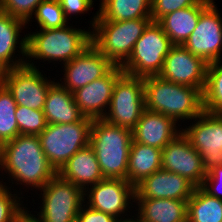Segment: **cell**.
<instances>
[{
	"instance_id": "cell-1",
	"label": "cell",
	"mask_w": 222,
	"mask_h": 222,
	"mask_svg": "<svg viewBox=\"0 0 222 222\" xmlns=\"http://www.w3.org/2000/svg\"><path fill=\"white\" fill-rule=\"evenodd\" d=\"M0 171L7 173L8 181L11 179L16 185L23 184L36 191L57 174L43 152L39 136L23 134L3 144Z\"/></svg>"
},
{
	"instance_id": "cell-2",
	"label": "cell",
	"mask_w": 222,
	"mask_h": 222,
	"mask_svg": "<svg viewBox=\"0 0 222 222\" xmlns=\"http://www.w3.org/2000/svg\"><path fill=\"white\" fill-rule=\"evenodd\" d=\"M145 108L172 118L176 123L192 120L203 111V94L198 88L176 84L160 76L143 78Z\"/></svg>"
},
{
	"instance_id": "cell-3",
	"label": "cell",
	"mask_w": 222,
	"mask_h": 222,
	"mask_svg": "<svg viewBox=\"0 0 222 222\" xmlns=\"http://www.w3.org/2000/svg\"><path fill=\"white\" fill-rule=\"evenodd\" d=\"M74 26H64L55 29H39L36 32H29L27 35V58L26 65L37 68L34 60L50 62L59 61L61 65L70 62L80 55L91 42L90 27L77 29ZM32 58H34L32 60ZM31 59V60H29ZM33 61V62H32Z\"/></svg>"
},
{
	"instance_id": "cell-4",
	"label": "cell",
	"mask_w": 222,
	"mask_h": 222,
	"mask_svg": "<svg viewBox=\"0 0 222 222\" xmlns=\"http://www.w3.org/2000/svg\"><path fill=\"white\" fill-rule=\"evenodd\" d=\"M132 130L93 119L89 145L93 148L104 178L127 180Z\"/></svg>"
},
{
	"instance_id": "cell-5",
	"label": "cell",
	"mask_w": 222,
	"mask_h": 222,
	"mask_svg": "<svg viewBox=\"0 0 222 222\" xmlns=\"http://www.w3.org/2000/svg\"><path fill=\"white\" fill-rule=\"evenodd\" d=\"M97 15L95 13L90 21L91 42L114 65L121 66L152 20L151 18L126 21L96 20Z\"/></svg>"
},
{
	"instance_id": "cell-6",
	"label": "cell",
	"mask_w": 222,
	"mask_h": 222,
	"mask_svg": "<svg viewBox=\"0 0 222 222\" xmlns=\"http://www.w3.org/2000/svg\"><path fill=\"white\" fill-rule=\"evenodd\" d=\"M173 44L162 26L151 21L135 43L132 53L120 66L124 73L135 77L157 76Z\"/></svg>"
},
{
	"instance_id": "cell-7",
	"label": "cell",
	"mask_w": 222,
	"mask_h": 222,
	"mask_svg": "<svg viewBox=\"0 0 222 222\" xmlns=\"http://www.w3.org/2000/svg\"><path fill=\"white\" fill-rule=\"evenodd\" d=\"M93 119L83 116L69 124H47L39 135L41 147L50 164L58 172L80 149L87 147Z\"/></svg>"
},
{
	"instance_id": "cell-8",
	"label": "cell",
	"mask_w": 222,
	"mask_h": 222,
	"mask_svg": "<svg viewBox=\"0 0 222 222\" xmlns=\"http://www.w3.org/2000/svg\"><path fill=\"white\" fill-rule=\"evenodd\" d=\"M42 206L37 215L29 213L37 222H76L84 203V191L58 173L40 189ZM43 192V193H42ZM37 216V217H36Z\"/></svg>"
},
{
	"instance_id": "cell-9",
	"label": "cell",
	"mask_w": 222,
	"mask_h": 222,
	"mask_svg": "<svg viewBox=\"0 0 222 222\" xmlns=\"http://www.w3.org/2000/svg\"><path fill=\"white\" fill-rule=\"evenodd\" d=\"M145 109L143 78L123 73L114 84L110 105L103 119L132 130Z\"/></svg>"
},
{
	"instance_id": "cell-10",
	"label": "cell",
	"mask_w": 222,
	"mask_h": 222,
	"mask_svg": "<svg viewBox=\"0 0 222 222\" xmlns=\"http://www.w3.org/2000/svg\"><path fill=\"white\" fill-rule=\"evenodd\" d=\"M193 120L181 132L201 155L204 169L222 166V113L203 111Z\"/></svg>"
},
{
	"instance_id": "cell-11",
	"label": "cell",
	"mask_w": 222,
	"mask_h": 222,
	"mask_svg": "<svg viewBox=\"0 0 222 222\" xmlns=\"http://www.w3.org/2000/svg\"><path fill=\"white\" fill-rule=\"evenodd\" d=\"M0 81L11 92L17 105L43 110L49 88L55 83L39 68L24 65L0 72Z\"/></svg>"
},
{
	"instance_id": "cell-12",
	"label": "cell",
	"mask_w": 222,
	"mask_h": 222,
	"mask_svg": "<svg viewBox=\"0 0 222 222\" xmlns=\"http://www.w3.org/2000/svg\"><path fill=\"white\" fill-rule=\"evenodd\" d=\"M134 200L135 186L124 179L105 178L84 191V203L86 205L92 209L110 214L119 221L124 220L125 216L130 218L127 212H130L128 211L131 209L130 207L135 205L132 204L135 202Z\"/></svg>"
},
{
	"instance_id": "cell-13",
	"label": "cell",
	"mask_w": 222,
	"mask_h": 222,
	"mask_svg": "<svg viewBox=\"0 0 222 222\" xmlns=\"http://www.w3.org/2000/svg\"><path fill=\"white\" fill-rule=\"evenodd\" d=\"M214 0L202 11L195 30L183 46L208 64L221 60L222 18Z\"/></svg>"
},
{
	"instance_id": "cell-14",
	"label": "cell",
	"mask_w": 222,
	"mask_h": 222,
	"mask_svg": "<svg viewBox=\"0 0 222 222\" xmlns=\"http://www.w3.org/2000/svg\"><path fill=\"white\" fill-rule=\"evenodd\" d=\"M208 63L183 45H173L158 76L170 82L200 89L206 84Z\"/></svg>"
},
{
	"instance_id": "cell-15",
	"label": "cell",
	"mask_w": 222,
	"mask_h": 222,
	"mask_svg": "<svg viewBox=\"0 0 222 222\" xmlns=\"http://www.w3.org/2000/svg\"><path fill=\"white\" fill-rule=\"evenodd\" d=\"M162 169L187 178L196 187H201L206 170L198 151L181 132L162 149Z\"/></svg>"
},
{
	"instance_id": "cell-16",
	"label": "cell",
	"mask_w": 222,
	"mask_h": 222,
	"mask_svg": "<svg viewBox=\"0 0 222 222\" xmlns=\"http://www.w3.org/2000/svg\"><path fill=\"white\" fill-rule=\"evenodd\" d=\"M115 65L93 44L80 55L61 66L63 76L59 83L71 93L106 75ZM64 77V78H63Z\"/></svg>"
},
{
	"instance_id": "cell-17",
	"label": "cell",
	"mask_w": 222,
	"mask_h": 222,
	"mask_svg": "<svg viewBox=\"0 0 222 222\" xmlns=\"http://www.w3.org/2000/svg\"><path fill=\"white\" fill-rule=\"evenodd\" d=\"M115 65L106 75L73 92L75 103L85 117L102 119L110 105L116 80L123 74Z\"/></svg>"
},
{
	"instance_id": "cell-18",
	"label": "cell",
	"mask_w": 222,
	"mask_h": 222,
	"mask_svg": "<svg viewBox=\"0 0 222 222\" xmlns=\"http://www.w3.org/2000/svg\"><path fill=\"white\" fill-rule=\"evenodd\" d=\"M195 188L187 178L160 169L135 185V199L188 200Z\"/></svg>"
},
{
	"instance_id": "cell-19",
	"label": "cell",
	"mask_w": 222,
	"mask_h": 222,
	"mask_svg": "<svg viewBox=\"0 0 222 222\" xmlns=\"http://www.w3.org/2000/svg\"><path fill=\"white\" fill-rule=\"evenodd\" d=\"M26 25L25 21L0 10V72L26 65L27 35L20 38V33H22L23 27L26 28ZM16 51L20 52L22 57L18 55V58Z\"/></svg>"
},
{
	"instance_id": "cell-20",
	"label": "cell",
	"mask_w": 222,
	"mask_h": 222,
	"mask_svg": "<svg viewBox=\"0 0 222 222\" xmlns=\"http://www.w3.org/2000/svg\"><path fill=\"white\" fill-rule=\"evenodd\" d=\"M177 124L166 115L145 109L132 129L133 141L163 149L181 133Z\"/></svg>"
},
{
	"instance_id": "cell-21",
	"label": "cell",
	"mask_w": 222,
	"mask_h": 222,
	"mask_svg": "<svg viewBox=\"0 0 222 222\" xmlns=\"http://www.w3.org/2000/svg\"><path fill=\"white\" fill-rule=\"evenodd\" d=\"M57 173L83 191L105 179L90 145L76 152Z\"/></svg>"
},
{
	"instance_id": "cell-22",
	"label": "cell",
	"mask_w": 222,
	"mask_h": 222,
	"mask_svg": "<svg viewBox=\"0 0 222 222\" xmlns=\"http://www.w3.org/2000/svg\"><path fill=\"white\" fill-rule=\"evenodd\" d=\"M212 1L202 0L197 5L171 12L158 21L173 45L185 43L195 30L200 14Z\"/></svg>"
},
{
	"instance_id": "cell-23",
	"label": "cell",
	"mask_w": 222,
	"mask_h": 222,
	"mask_svg": "<svg viewBox=\"0 0 222 222\" xmlns=\"http://www.w3.org/2000/svg\"><path fill=\"white\" fill-rule=\"evenodd\" d=\"M134 216L142 222H187V200L135 199Z\"/></svg>"
},
{
	"instance_id": "cell-24",
	"label": "cell",
	"mask_w": 222,
	"mask_h": 222,
	"mask_svg": "<svg viewBox=\"0 0 222 222\" xmlns=\"http://www.w3.org/2000/svg\"><path fill=\"white\" fill-rule=\"evenodd\" d=\"M43 112L47 124L75 123L83 117L74 101L73 93L59 82L49 88Z\"/></svg>"
},
{
	"instance_id": "cell-25",
	"label": "cell",
	"mask_w": 222,
	"mask_h": 222,
	"mask_svg": "<svg viewBox=\"0 0 222 222\" xmlns=\"http://www.w3.org/2000/svg\"><path fill=\"white\" fill-rule=\"evenodd\" d=\"M162 169V149L132 140L127 169V181L135 186L143 178Z\"/></svg>"
},
{
	"instance_id": "cell-26",
	"label": "cell",
	"mask_w": 222,
	"mask_h": 222,
	"mask_svg": "<svg viewBox=\"0 0 222 222\" xmlns=\"http://www.w3.org/2000/svg\"><path fill=\"white\" fill-rule=\"evenodd\" d=\"M96 20L126 21L151 18L152 0H101Z\"/></svg>"
},
{
	"instance_id": "cell-27",
	"label": "cell",
	"mask_w": 222,
	"mask_h": 222,
	"mask_svg": "<svg viewBox=\"0 0 222 222\" xmlns=\"http://www.w3.org/2000/svg\"><path fill=\"white\" fill-rule=\"evenodd\" d=\"M187 222H222V199L196 187L187 200Z\"/></svg>"
},
{
	"instance_id": "cell-28",
	"label": "cell",
	"mask_w": 222,
	"mask_h": 222,
	"mask_svg": "<svg viewBox=\"0 0 222 222\" xmlns=\"http://www.w3.org/2000/svg\"><path fill=\"white\" fill-rule=\"evenodd\" d=\"M203 94L204 111L222 113V62L208 64Z\"/></svg>"
},
{
	"instance_id": "cell-29",
	"label": "cell",
	"mask_w": 222,
	"mask_h": 222,
	"mask_svg": "<svg viewBox=\"0 0 222 222\" xmlns=\"http://www.w3.org/2000/svg\"><path fill=\"white\" fill-rule=\"evenodd\" d=\"M17 103L11 92L0 81V141L5 144L19 135L15 117Z\"/></svg>"
},
{
	"instance_id": "cell-30",
	"label": "cell",
	"mask_w": 222,
	"mask_h": 222,
	"mask_svg": "<svg viewBox=\"0 0 222 222\" xmlns=\"http://www.w3.org/2000/svg\"><path fill=\"white\" fill-rule=\"evenodd\" d=\"M34 17L40 29H55L70 24L65 17L59 0H42L31 19Z\"/></svg>"
},
{
	"instance_id": "cell-31",
	"label": "cell",
	"mask_w": 222,
	"mask_h": 222,
	"mask_svg": "<svg viewBox=\"0 0 222 222\" xmlns=\"http://www.w3.org/2000/svg\"><path fill=\"white\" fill-rule=\"evenodd\" d=\"M5 183L0 180V222H20L28 208L20 201L23 197L17 195L18 191L12 194L10 187Z\"/></svg>"
},
{
	"instance_id": "cell-32",
	"label": "cell",
	"mask_w": 222,
	"mask_h": 222,
	"mask_svg": "<svg viewBox=\"0 0 222 222\" xmlns=\"http://www.w3.org/2000/svg\"><path fill=\"white\" fill-rule=\"evenodd\" d=\"M15 117L19 134L39 136L47 126L43 110L17 105Z\"/></svg>"
},
{
	"instance_id": "cell-33",
	"label": "cell",
	"mask_w": 222,
	"mask_h": 222,
	"mask_svg": "<svg viewBox=\"0 0 222 222\" xmlns=\"http://www.w3.org/2000/svg\"><path fill=\"white\" fill-rule=\"evenodd\" d=\"M42 0H0V10L29 24Z\"/></svg>"
},
{
	"instance_id": "cell-34",
	"label": "cell",
	"mask_w": 222,
	"mask_h": 222,
	"mask_svg": "<svg viewBox=\"0 0 222 222\" xmlns=\"http://www.w3.org/2000/svg\"><path fill=\"white\" fill-rule=\"evenodd\" d=\"M202 0H152L151 20L158 22L163 16L179 9L197 5Z\"/></svg>"
},
{
	"instance_id": "cell-35",
	"label": "cell",
	"mask_w": 222,
	"mask_h": 222,
	"mask_svg": "<svg viewBox=\"0 0 222 222\" xmlns=\"http://www.w3.org/2000/svg\"><path fill=\"white\" fill-rule=\"evenodd\" d=\"M222 166L211 168L204 178L201 188L210 196L222 199Z\"/></svg>"
},
{
	"instance_id": "cell-36",
	"label": "cell",
	"mask_w": 222,
	"mask_h": 222,
	"mask_svg": "<svg viewBox=\"0 0 222 222\" xmlns=\"http://www.w3.org/2000/svg\"><path fill=\"white\" fill-rule=\"evenodd\" d=\"M76 222H119V220L110 214L92 209L83 203L77 215Z\"/></svg>"
},
{
	"instance_id": "cell-37",
	"label": "cell",
	"mask_w": 222,
	"mask_h": 222,
	"mask_svg": "<svg viewBox=\"0 0 222 222\" xmlns=\"http://www.w3.org/2000/svg\"><path fill=\"white\" fill-rule=\"evenodd\" d=\"M66 19L69 21L73 15H81L93 8V0H59Z\"/></svg>"
},
{
	"instance_id": "cell-38",
	"label": "cell",
	"mask_w": 222,
	"mask_h": 222,
	"mask_svg": "<svg viewBox=\"0 0 222 222\" xmlns=\"http://www.w3.org/2000/svg\"><path fill=\"white\" fill-rule=\"evenodd\" d=\"M29 212L30 211H27V213L22 217L20 222H37L32 218V216H30Z\"/></svg>"
},
{
	"instance_id": "cell-39",
	"label": "cell",
	"mask_w": 222,
	"mask_h": 222,
	"mask_svg": "<svg viewBox=\"0 0 222 222\" xmlns=\"http://www.w3.org/2000/svg\"><path fill=\"white\" fill-rule=\"evenodd\" d=\"M130 217H132V218H125L124 220H122V221H119V222H142V221H140L137 217H135L134 218V216H131L130 215ZM135 219V220H134Z\"/></svg>"
},
{
	"instance_id": "cell-40",
	"label": "cell",
	"mask_w": 222,
	"mask_h": 222,
	"mask_svg": "<svg viewBox=\"0 0 222 222\" xmlns=\"http://www.w3.org/2000/svg\"><path fill=\"white\" fill-rule=\"evenodd\" d=\"M3 161V143L0 141V166Z\"/></svg>"
}]
</instances>
